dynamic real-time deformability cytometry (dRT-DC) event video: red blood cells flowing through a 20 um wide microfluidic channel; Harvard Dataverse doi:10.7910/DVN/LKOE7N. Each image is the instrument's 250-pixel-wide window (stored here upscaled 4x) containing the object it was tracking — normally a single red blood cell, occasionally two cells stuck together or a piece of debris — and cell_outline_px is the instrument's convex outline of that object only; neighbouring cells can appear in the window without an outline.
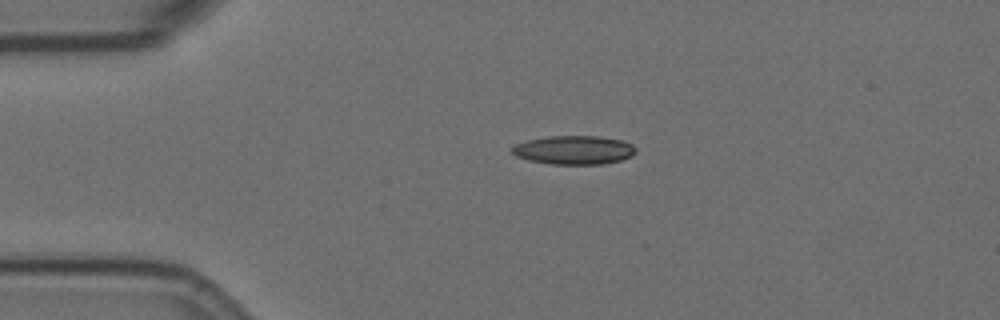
{"species": "Egyptian fruit bat (a non-hibernating species)", "species_latin": "Rousettus aegyptiacus", "temperature_condition": "room temperature", "stored_images_in_passage": 19, "camera_frame_rate_fps": 3000, "um_per_image_px": 0.085, "animal": {"sex": "female"}, "frame": {"image": 1, "passage_image": 1, "time_ms": 0.0, "image_size_px": [1000, 320], "cell_outline_px": [[636, 152], [632, 156], [620, 160], [604, 164], [548, 164], [528, 160], [516, 156], [512, 152], [512, 148], [516, 144], [528, 140], [548, 136], [600, 136], [620, 140], [632, 144], [636, 148]], "centroid_in_image_um": [48.8, 12.75], "position_along_channel_um": 36.2, "area_um2": 20.75}}
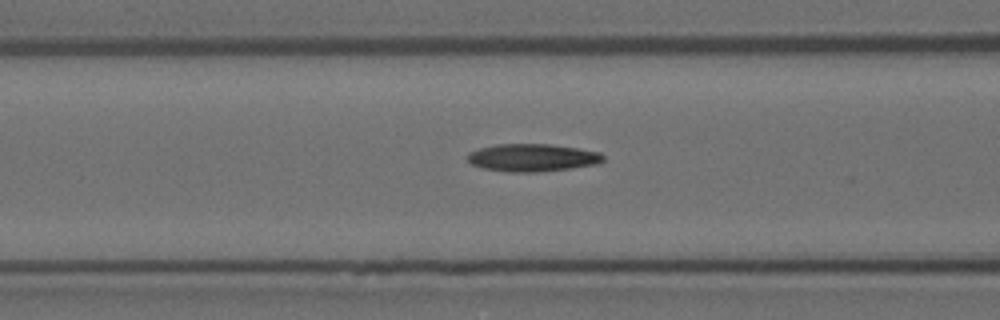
{"frame": {"image": 2, "passage_image": 11, "time_ms": 3.333, "image_size_px": [1000, 320], "cell_outline_px": [[604, 160], [600, 164], [572, 168], [536, 172], [508, 172], [480, 168], [472, 164], [468, 160], [468, 152], [480, 148], [496, 144], [548, 144], [576, 148], [600, 152], [604, 156]], "centroid_in_image_um": [45.26, 13.41], "position_along_channel_um": 121.3, "area_um2": 21.96}}
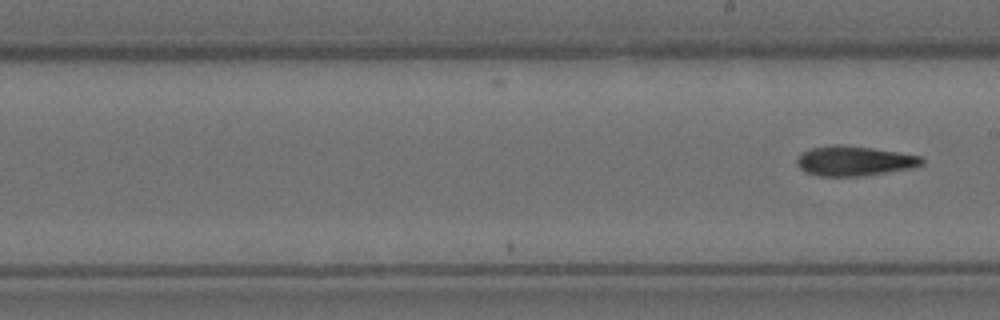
{"frame": {"image": 3, "passage_image": 19, "time_ms": 6.0, "image_size_px": [1000, 320], "cell_outline_px": [[924, 164], [908, 168], [860, 176], [820, 176], [804, 172], [796, 164], [796, 160], [800, 152], [812, 148], [836, 144], [840, 144], [872, 148], [920, 156], [924, 160]], "centroid_in_image_um": [72.54, 13.67], "position_along_channel_um": 216.5, "area_um2": 21.5}}